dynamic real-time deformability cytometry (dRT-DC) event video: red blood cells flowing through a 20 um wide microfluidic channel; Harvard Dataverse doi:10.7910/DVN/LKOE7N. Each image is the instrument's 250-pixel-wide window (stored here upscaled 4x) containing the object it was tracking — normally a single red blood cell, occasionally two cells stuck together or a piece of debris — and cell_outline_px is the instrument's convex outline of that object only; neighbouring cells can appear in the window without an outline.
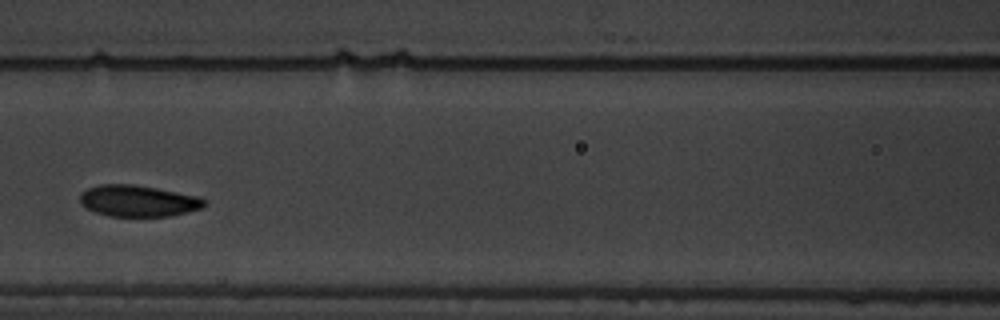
{"species": "common noctule bat (a hibernating species)", "species_latin": "Nyctalus noctula", "temperature_condition": "warm", "stored_images_in_passage": 15, "segment_of_instrument_passage": [1, 2], "camera_frame_rate_fps": 3000, "um_per_image_px": 0.085, "animal": {"sex": "male", "body_mass_g": 19.5, "forearm_length_mm": 54.6}, "frame": {"image": 1, "passage_image": 5, "time_ms": 4.667, "image_size_px": [1000, 320], "cell_outline_px": [[208, 204], [204, 208], [188, 212], [168, 216], [108, 216], [96, 212], [80, 204], [80, 196], [88, 188], [100, 184], [132, 184], [156, 188], [200, 196], [208, 200]], "centroid_in_image_um": [11.82, 17.08], "position_along_channel_um": 154.8, "area_um2": 22.89}}
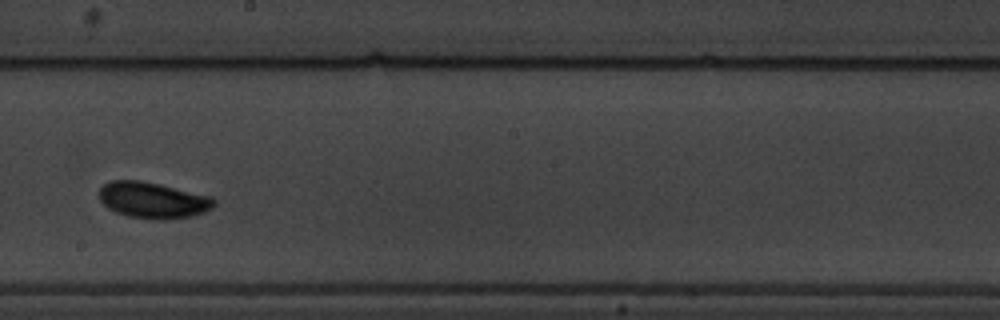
{"frame": {"image": 2, "passage_image": 7, "time_ms": 7.0, "image_size_px": [1000, 320], "cell_outline_px": [[216, 204], [212, 208], [204, 212], [192, 216], [164, 220], [152, 220], [128, 216], [116, 212], [108, 208], [100, 200], [100, 188], [104, 184], [112, 180], [140, 180], [212, 196], [216, 200]], "centroid_in_image_um": [13.02, 17.02], "position_along_channel_um": 235.2, "area_um2": 24.28}}
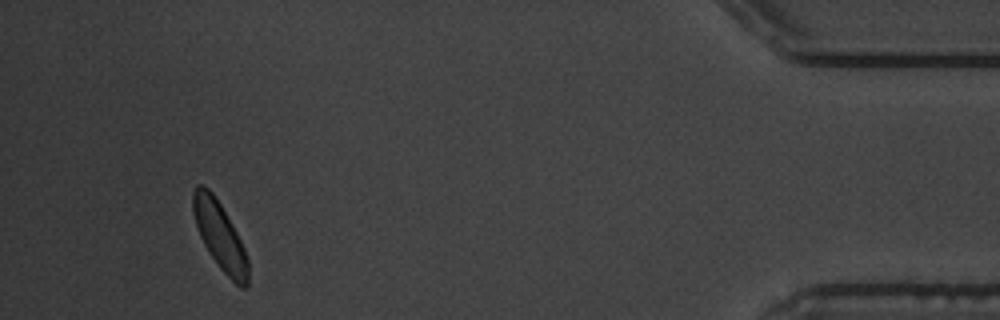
{"frame": {"image": 3, "passage_image": 13, "time_ms": 14.0, "image_size_px": [1000, 320], "cell_outline_px": [[248, 288], [240, 288], [220, 268], [208, 252], [200, 236], [192, 212], [192, 192], [196, 184], [200, 184], [208, 188], [212, 192], [220, 204], [236, 232], [244, 248], [248, 260]], "centroid_in_image_um": [18.67, 20.04], "position_along_channel_um": 416.5, "area_um2": 21.56}}